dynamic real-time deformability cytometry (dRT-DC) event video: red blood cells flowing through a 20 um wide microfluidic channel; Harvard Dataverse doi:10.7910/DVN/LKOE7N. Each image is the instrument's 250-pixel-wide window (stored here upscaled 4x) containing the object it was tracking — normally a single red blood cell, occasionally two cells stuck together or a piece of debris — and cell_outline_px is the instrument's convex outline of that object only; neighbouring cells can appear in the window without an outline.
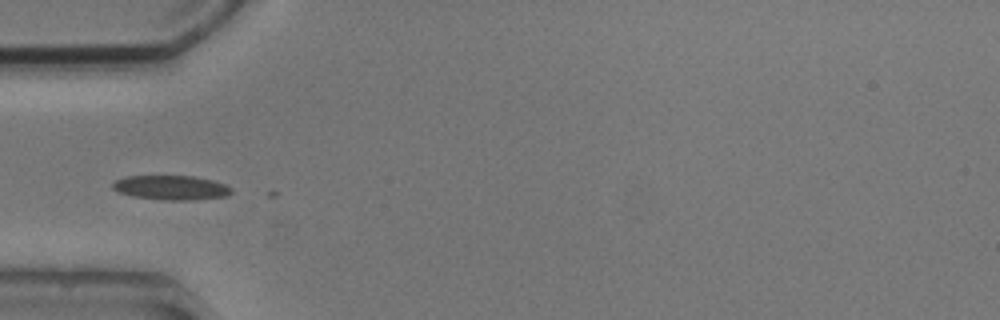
{"species": "common noctule bat (a hibernating species)", "species_latin": "Nyctalus noctula", "temperature_condition": "cold", "stored_images_in_passage": 2, "camera_frame_rate_fps": 3000, "um_per_image_px": 0.085, "animal": {"sex": "male", "body_mass_g": 20.5, "forearm_length_mm": 52.5}, "frame": {"image": 1, "passage_image": 1, "time_ms": 0.0, "image_size_px": [1000, 320], "cell_outline_px": [[232, 192], [228, 196], [192, 200], [164, 200], [132, 196], [120, 192], [112, 188], [112, 184], [116, 180], [124, 176], [192, 176], [212, 180], [224, 184], [232, 188]], "centroid_in_image_um": [14.56, 15.95], "position_along_channel_um": 70.4, "area_um2": 16.88}}